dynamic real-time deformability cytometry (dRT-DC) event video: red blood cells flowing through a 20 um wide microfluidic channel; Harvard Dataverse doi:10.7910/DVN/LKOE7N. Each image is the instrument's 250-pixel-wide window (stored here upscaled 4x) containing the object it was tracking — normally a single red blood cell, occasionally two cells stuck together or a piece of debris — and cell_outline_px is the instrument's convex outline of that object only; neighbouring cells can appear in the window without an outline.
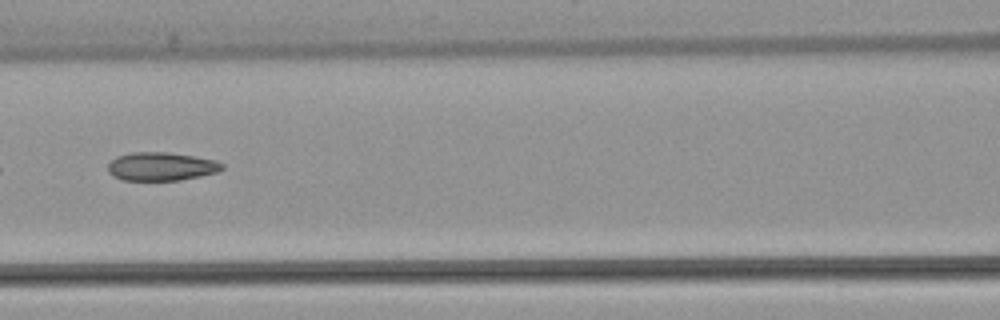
{"species": "common noctule bat (a hibernating species)", "species_latin": "Nyctalus noctula", "temperature_condition": "warm", "stored_images_in_passage": 7, "camera_frame_rate_fps": 3000, "um_per_image_px": 0.085, "animal": {"sex": "female", "body_mass_g": 22.7, "forearm_length_mm": 54.2}, "frame": {"image": 1, "passage_image": 7, "time_ms": 7.333, "image_size_px": [1000, 320], "cell_outline_px": [[224, 168], [216, 172], [200, 176], [180, 180], [124, 180], [112, 176], [108, 172], [108, 164], [116, 156], [132, 152], [168, 152], [216, 160], [224, 164]], "centroid_in_image_um": [13.69, 14.15], "position_along_channel_um": 152.9, "area_um2": 18.9}}